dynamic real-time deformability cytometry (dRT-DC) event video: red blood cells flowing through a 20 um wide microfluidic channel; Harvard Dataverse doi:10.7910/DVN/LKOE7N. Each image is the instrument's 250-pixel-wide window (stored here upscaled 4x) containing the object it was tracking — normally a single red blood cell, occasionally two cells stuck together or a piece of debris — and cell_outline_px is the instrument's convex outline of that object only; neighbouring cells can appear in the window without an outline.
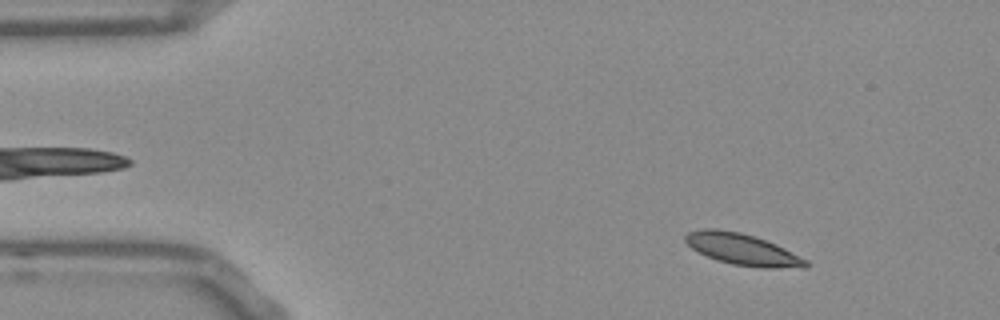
{"species": "Egyptian fruit bat (a non-hibernating species)", "species_latin": "Rousettus aegyptiacus", "temperature_condition": "room temperature", "stored_images_in_passage": 14, "camera_frame_rate_fps": 3000, "um_per_image_px": 0.085, "frame": {"image": 1, "passage_image": 5, "time_ms": 1.333, "image_size_px": [1000, 320], "cell_outline_px": [[808, 268], [764, 268], [732, 264], [716, 260], [692, 248], [684, 240], [684, 236], [688, 232], [704, 228], [716, 228], [740, 232], [776, 244], [808, 260]], "centroid_in_image_um": [63.12, 21.2], "position_along_channel_um": 21.9, "area_um2": 21.96}}